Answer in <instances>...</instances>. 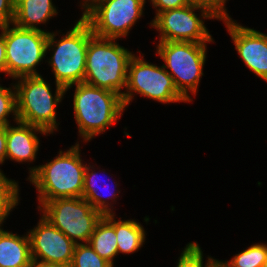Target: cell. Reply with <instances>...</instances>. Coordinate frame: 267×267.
Listing matches in <instances>:
<instances>
[{
    "label": "cell",
    "instance_id": "1",
    "mask_svg": "<svg viewBox=\"0 0 267 267\" xmlns=\"http://www.w3.org/2000/svg\"><path fill=\"white\" fill-rule=\"evenodd\" d=\"M80 143L57 152L55 157L39 165L30 166V185L36 189L37 210L47 201L56 198L82 197L87 161L82 159Z\"/></svg>",
    "mask_w": 267,
    "mask_h": 267
},
{
    "label": "cell",
    "instance_id": "2",
    "mask_svg": "<svg viewBox=\"0 0 267 267\" xmlns=\"http://www.w3.org/2000/svg\"><path fill=\"white\" fill-rule=\"evenodd\" d=\"M73 88L71 101L78 130L76 143H88L106 133L127 111L118 93L83 82L65 88V94Z\"/></svg>",
    "mask_w": 267,
    "mask_h": 267
},
{
    "label": "cell",
    "instance_id": "3",
    "mask_svg": "<svg viewBox=\"0 0 267 267\" xmlns=\"http://www.w3.org/2000/svg\"><path fill=\"white\" fill-rule=\"evenodd\" d=\"M61 31L49 32L45 63L52 69L54 83L67 88L84 82L86 52L89 39L94 34L90 25L82 19H76L74 25L66 29L67 32ZM47 54L50 56L47 57Z\"/></svg>",
    "mask_w": 267,
    "mask_h": 267
},
{
    "label": "cell",
    "instance_id": "4",
    "mask_svg": "<svg viewBox=\"0 0 267 267\" xmlns=\"http://www.w3.org/2000/svg\"><path fill=\"white\" fill-rule=\"evenodd\" d=\"M51 85L44 79L43 74L24 76L14 81L18 121L39 127L49 135H54L60 130L57 108L66 98V94L64 87L55 83L54 91Z\"/></svg>",
    "mask_w": 267,
    "mask_h": 267
},
{
    "label": "cell",
    "instance_id": "5",
    "mask_svg": "<svg viewBox=\"0 0 267 267\" xmlns=\"http://www.w3.org/2000/svg\"><path fill=\"white\" fill-rule=\"evenodd\" d=\"M118 41L95 35L89 39L84 83L113 91L122 97L129 61L134 52L121 46Z\"/></svg>",
    "mask_w": 267,
    "mask_h": 267
},
{
    "label": "cell",
    "instance_id": "6",
    "mask_svg": "<svg viewBox=\"0 0 267 267\" xmlns=\"http://www.w3.org/2000/svg\"><path fill=\"white\" fill-rule=\"evenodd\" d=\"M155 44L154 53L162 60V65L173 78L178 92L193 103L204 76L209 48L207 44L210 43L158 41Z\"/></svg>",
    "mask_w": 267,
    "mask_h": 267
},
{
    "label": "cell",
    "instance_id": "7",
    "mask_svg": "<svg viewBox=\"0 0 267 267\" xmlns=\"http://www.w3.org/2000/svg\"><path fill=\"white\" fill-rule=\"evenodd\" d=\"M140 54H139V53ZM138 53V54H136ZM128 65L126 88L122 94L125 109L131 105L136 95L152 99L163 105L189 103L177 90L173 78L163 65L147 61L138 49ZM146 59V60H145Z\"/></svg>",
    "mask_w": 267,
    "mask_h": 267
},
{
    "label": "cell",
    "instance_id": "8",
    "mask_svg": "<svg viewBox=\"0 0 267 267\" xmlns=\"http://www.w3.org/2000/svg\"><path fill=\"white\" fill-rule=\"evenodd\" d=\"M48 34L14 23L5 25L6 76L12 81L24 76H40L38 66L45 62Z\"/></svg>",
    "mask_w": 267,
    "mask_h": 267
},
{
    "label": "cell",
    "instance_id": "9",
    "mask_svg": "<svg viewBox=\"0 0 267 267\" xmlns=\"http://www.w3.org/2000/svg\"><path fill=\"white\" fill-rule=\"evenodd\" d=\"M198 12V13H195ZM219 21L208 9L188 4L177 9L160 12L150 21L149 27L158 33V41L215 43L205 24L206 20Z\"/></svg>",
    "mask_w": 267,
    "mask_h": 267
},
{
    "label": "cell",
    "instance_id": "10",
    "mask_svg": "<svg viewBox=\"0 0 267 267\" xmlns=\"http://www.w3.org/2000/svg\"><path fill=\"white\" fill-rule=\"evenodd\" d=\"M38 211L76 244L88 243L103 217L83 197L56 198L45 202Z\"/></svg>",
    "mask_w": 267,
    "mask_h": 267
},
{
    "label": "cell",
    "instance_id": "11",
    "mask_svg": "<svg viewBox=\"0 0 267 267\" xmlns=\"http://www.w3.org/2000/svg\"><path fill=\"white\" fill-rule=\"evenodd\" d=\"M146 3L147 0H104L84 20L95 36L122 41L145 17Z\"/></svg>",
    "mask_w": 267,
    "mask_h": 267
},
{
    "label": "cell",
    "instance_id": "12",
    "mask_svg": "<svg viewBox=\"0 0 267 267\" xmlns=\"http://www.w3.org/2000/svg\"><path fill=\"white\" fill-rule=\"evenodd\" d=\"M35 225L27 231L32 261L39 264H71L76 243L42 215Z\"/></svg>",
    "mask_w": 267,
    "mask_h": 267
},
{
    "label": "cell",
    "instance_id": "13",
    "mask_svg": "<svg viewBox=\"0 0 267 267\" xmlns=\"http://www.w3.org/2000/svg\"><path fill=\"white\" fill-rule=\"evenodd\" d=\"M222 22L244 66L267 83V34L233 18Z\"/></svg>",
    "mask_w": 267,
    "mask_h": 267
},
{
    "label": "cell",
    "instance_id": "14",
    "mask_svg": "<svg viewBox=\"0 0 267 267\" xmlns=\"http://www.w3.org/2000/svg\"><path fill=\"white\" fill-rule=\"evenodd\" d=\"M38 134L40 137L50 136L45 130L20 121L7 125L6 161L27 163V168L34 163L42 146Z\"/></svg>",
    "mask_w": 267,
    "mask_h": 267
},
{
    "label": "cell",
    "instance_id": "15",
    "mask_svg": "<svg viewBox=\"0 0 267 267\" xmlns=\"http://www.w3.org/2000/svg\"><path fill=\"white\" fill-rule=\"evenodd\" d=\"M96 166L97 164H94L92 160L86 165L82 197L87 200L93 206V208L99 211L103 216L116 214L114 209L116 208L115 205L117 204L116 202L119 199V195L121 193V190L119 188V186L121 185L119 184V181H110L112 185L114 184V187L112 185L109 187L110 184L107 182V184L103 183L105 182L104 180H102V183L104 185H101L102 183H100V181L103 178L100 177L101 173L99 172H102L103 175L106 176V169L101 170L100 165L97 167Z\"/></svg>",
    "mask_w": 267,
    "mask_h": 267
},
{
    "label": "cell",
    "instance_id": "16",
    "mask_svg": "<svg viewBox=\"0 0 267 267\" xmlns=\"http://www.w3.org/2000/svg\"><path fill=\"white\" fill-rule=\"evenodd\" d=\"M53 2V0H15L13 23L21 28L51 32L43 29V26L60 13Z\"/></svg>",
    "mask_w": 267,
    "mask_h": 267
},
{
    "label": "cell",
    "instance_id": "17",
    "mask_svg": "<svg viewBox=\"0 0 267 267\" xmlns=\"http://www.w3.org/2000/svg\"><path fill=\"white\" fill-rule=\"evenodd\" d=\"M30 238L0 227V267H32Z\"/></svg>",
    "mask_w": 267,
    "mask_h": 267
},
{
    "label": "cell",
    "instance_id": "18",
    "mask_svg": "<svg viewBox=\"0 0 267 267\" xmlns=\"http://www.w3.org/2000/svg\"><path fill=\"white\" fill-rule=\"evenodd\" d=\"M116 216L113 214L103 217L115 228L118 255H132L138 252L146 243L147 231L144 229V225L135 218L123 220L120 216L117 219Z\"/></svg>",
    "mask_w": 267,
    "mask_h": 267
},
{
    "label": "cell",
    "instance_id": "19",
    "mask_svg": "<svg viewBox=\"0 0 267 267\" xmlns=\"http://www.w3.org/2000/svg\"><path fill=\"white\" fill-rule=\"evenodd\" d=\"M88 243L101 258L116 267L117 236L115 228L104 217L97 223Z\"/></svg>",
    "mask_w": 267,
    "mask_h": 267
},
{
    "label": "cell",
    "instance_id": "20",
    "mask_svg": "<svg viewBox=\"0 0 267 267\" xmlns=\"http://www.w3.org/2000/svg\"><path fill=\"white\" fill-rule=\"evenodd\" d=\"M6 176L3 171L0 172V227L4 226L11 212L21 203L18 180Z\"/></svg>",
    "mask_w": 267,
    "mask_h": 267
},
{
    "label": "cell",
    "instance_id": "21",
    "mask_svg": "<svg viewBox=\"0 0 267 267\" xmlns=\"http://www.w3.org/2000/svg\"><path fill=\"white\" fill-rule=\"evenodd\" d=\"M267 259V243H252L243 251L234 254L229 260L218 261L224 267H262Z\"/></svg>",
    "mask_w": 267,
    "mask_h": 267
},
{
    "label": "cell",
    "instance_id": "22",
    "mask_svg": "<svg viewBox=\"0 0 267 267\" xmlns=\"http://www.w3.org/2000/svg\"><path fill=\"white\" fill-rule=\"evenodd\" d=\"M204 251L197 241L188 242L180 251L175 267H212L218 259L204 254Z\"/></svg>",
    "mask_w": 267,
    "mask_h": 267
},
{
    "label": "cell",
    "instance_id": "23",
    "mask_svg": "<svg viewBox=\"0 0 267 267\" xmlns=\"http://www.w3.org/2000/svg\"><path fill=\"white\" fill-rule=\"evenodd\" d=\"M1 80L0 82H2ZM9 118H12L13 122ZM17 121L14 81L8 87L0 83V126H7Z\"/></svg>",
    "mask_w": 267,
    "mask_h": 267
},
{
    "label": "cell",
    "instance_id": "24",
    "mask_svg": "<svg viewBox=\"0 0 267 267\" xmlns=\"http://www.w3.org/2000/svg\"><path fill=\"white\" fill-rule=\"evenodd\" d=\"M71 267H113L101 258L89 243L76 244Z\"/></svg>",
    "mask_w": 267,
    "mask_h": 267
},
{
    "label": "cell",
    "instance_id": "25",
    "mask_svg": "<svg viewBox=\"0 0 267 267\" xmlns=\"http://www.w3.org/2000/svg\"><path fill=\"white\" fill-rule=\"evenodd\" d=\"M190 4L208 9L219 21L232 18L225 0H189Z\"/></svg>",
    "mask_w": 267,
    "mask_h": 267
},
{
    "label": "cell",
    "instance_id": "26",
    "mask_svg": "<svg viewBox=\"0 0 267 267\" xmlns=\"http://www.w3.org/2000/svg\"><path fill=\"white\" fill-rule=\"evenodd\" d=\"M155 9L153 19L160 13L170 9H177L190 4L189 0H147Z\"/></svg>",
    "mask_w": 267,
    "mask_h": 267
},
{
    "label": "cell",
    "instance_id": "27",
    "mask_svg": "<svg viewBox=\"0 0 267 267\" xmlns=\"http://www.w3.org/2000/svg\"><path fill=\"white\" fill-rule=\"evenodd\" d=\"M15 0H0V26L13 23Z\"/></svg>",
    "mask_w": 267,
    "mask_h": 267
},
{
    "label": "cell",
    "instance_id": "28",
    "mask_svg": "<svg viewBox=\"0 0 267 267\" xmlns=\"http://www.w3.org/2000/svg\"><path fill=\"white\" fill-rule=\"evenodd\" d=\"M104 0H80L79 7L82 10L80 18L84 20L90 13H92Z\"/></svg>",
    "mask_w": 267,
    "mask_h": 267
},
{
    "label": "cell",
    "instance_id": "29",
    "mask_svg": "<svg viewBox=\"0 0 267 267\" xmlns=\"http://www.w3.org/2000/svg\"><path fill=\"white\" fill-rule=\"evenodd\" d=\"M5 25L0 26V75L6 76Z\"/></svg>",
    "mask_w": 267,
    "mask_h": 267
},
{
    "label": "cell",
    "instance_id": "30",
    "mask_svg": "<svg viewBox=\"0 0 267 267\" xmlns=\"http://www.w3.org/2000/svg\"><path fill=\"white\" fill-rule=\"evenodd\" d=\"M6 132L7 126H0V165L6 163ZM0 167V172L3 171Z\"/></svg>",
    "mask_w": 267,
    "mask_h": 267
},
{
    "label": "cell",
    "instance_id": "31",
    "mask_svg": "<svg viewBox=\"0 0 267 267\" xmlns=\"http://www.w3.org/2000/svg\"><path fill=\"white\" fill-rule=\"evenodd\" d=\"M32 267H71V264L56 265V264H39V263L33 262Z\"/></svg>",
    "mask_w": 267,
    "mask_h": 267
},
{
    "label": "cell",
    "instance_id": "32",
    "mask_svg": "<svg viewBox=\"0 0 267 267\" xmlns=\"http://www.w3.org/2000/svg\"><path fill=\"white\" fill-rule=\"evenodd\" d=\"M212 267H224L219 261H217Z\"/></svg>",
    "mask_w": 267,
    "mask_h": 267
},
{
    "label": "cell",
    "instance_id": "33",
    "mask_svg": "<svg viewBox=\"0 0 267 267\" xmlns=\"http://www.w3.org/2000/svg\"><path fill=\"white\" fill-rule=\"evenodd\" d=\"M262 267H267V259H266L265 263L262 265Z\"/></svg>",
    "mask_w": 267,
    "mask_h": 267
}]
</instances>
